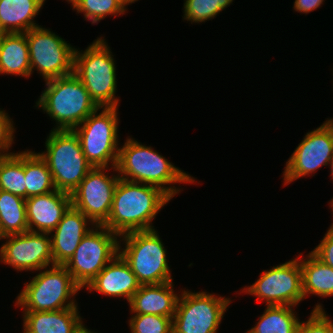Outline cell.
Listing matches in <instances>:
<instances>
[{
	"label": "cell",
	"mask_w": 333,
	"mask_h": 333,
	"mask_svg": "<svg viewBox=\"0 0 333 333\" xmlns=\"http://www.w3.org/2000/svg\"><path fill=\"white\" fill-rule=\"evenodd\" d=\"M116 169L121 179L159 187L171 199L182 191L175 187L177 183L194 184L197 181L151 146L130 136L126 137L124 145L119 148Z\"/></svg>",
	"instance_id": "obj_1"
},
{
	"label": "cell",
	"mask_w": 333,
	"mask_h": 333,
	"mask_svg": "<svg viewBox=\"0 0 333 333\" xmlns=\"http://www.w3.org/2000/svg\"><path fill=\"white\" fill-rule=\"evenodd\" d=\"M171 198L159 187L119 178L108 220L103 224L119 237L155 229L153 220Z\"/></svg>",
	"instance_id": "obj_2"
},
{
	"label": "cell",
	"mask_w": 333,
	"mask_h": 333,
	"mask_svg": "<svg viewBox=\"0 0 333 333\" xmlns=\"http://www.w3.org/2000/svg\"><path fill=\"white\" fill-rule=\"evenodd\" d=\"M45 86L35 106L55 121L52 130H74L99 108L74 73L47 80Z\"/></svg>",
	"instance_id": "obj_3"
},
{
	"label": "cell",
	"mask_w": 333,
	"mask_h": 333,
	"mask_svg": "<svg viewBox=\"0 0 333 333\" xmlns=\"http://www.w3.org/2000/svg\"><path fill=\"white\" fill-rule=\"evenodd\" d=\"M81 290L64 265H52L39 270L30 282H25L16 297L15 307H20L23 312L78 307L75 296Z\"/></svg>",
	"instance_id": "obj_4"
},
{
	"label": "cell",
	"mask_w": 333,
	"mask_h": 333,
	"mask_svg": "<svg viewBox=\"0 0 333 333\" xmlns=\"http://www.w3.org/2000/svg\"><path fill=\"white\" fill-rule=\"evenodd\" d=\"M104 38L93 40L85 50L77 49L74 74L98 107H119L116 63Z\"/></svg>",
	"instance_id": "obj_5"
},
{
	"label": "cell",
	"mask_w": 333,
	"mask_h": 333,
	"mask_svg": "<svg viewBox=\"0 0 333 333\" xmlns=\"http://www.w3.org/2000/svg\"><path fill=\"white\" fill-rule=\"evenodd\" d=\"M45 148L38 154L49 167L55 189L71 195L93 168L82 151L79 137L73 130H51Z\"/></svg>",
	"instance_id": "obj_6"
},
{
	"label": "cell",
	"mask_w": 333,
	"mask_h": 333,
	"mask_svg": "<svg viewBox=\"0 0 333 333\" xmlns=\"http://www.w3.org/2000/svg\"><path fill=\"white\" fill-rule=\"evenodd\" d=\"M119 238V254L129 264L141 285L173 281L167 249L157 230L134 231Z\"/></svg>",
	"instance_id": "obj_7"
},
{
	"label": "cell",
	"mask_w": 333,
	"mask_h": 333,
	"mask_svg": "<svg viewBox=\"0 0 333 333\" xmlns=\"http://www.w3.org/2000/svg\"><path fill=\"white\" fill-rule=\"evenodd\" d=\"M118 109L99 107L73 130L79 137L82 151L92 167L117 165L120 148Z\"/></svg>",
	"instance_id": "obj_8"
},
{
	"label": "cell",
	"mask_w": 333,
	"mask_h": 333,
	"mask_svg": "<svg viewBox=\"0 0 333 333\" xmlns=\"http://www.w3.org/2000/svg\"><path fill=\"white\" fill-rule=\"evenodd\" d=\"M173 333H217L232 299L206 291L180 290Z\"/></svg>",
	"instance_id": "obj_9"
},
{
	"label": "cell",
	"mask_w": 333,
	"mask_h": 333,
	"mask_svg": "<svg viewBox=\"0 0 333 333\" xmlns=\"http://www.w3.org/2000/svg\"><path fill=\"white\" fill-rule=\"evenodd\" d=\"M118 238L116 233L103 225H95L83 237L74 255L64 265L81 289L86 288L119 254Z\"/></svg>",
	"instance_id": "obj_10"
},
{
	"label": "cell",
	"mask_w": 333,
	"mask_h": 333,
	"mask_svg": "<svg viewBox=\"0 0 333 333\" xmlns=\"http://www.w3.org/2000/svg\"><path fill=\"white\" fill-rule=\"evenodd\" d=\"M26 39L29 46L31 75L36 70L44 81H47L75 72L77 48L51 29L43 26L30 29L26 32Z\"/></svg>",
	"instance_id": "obj_11"
},
{
	"label": "cell",
	"mask_w": 333,
	"mask_h": 333,
	"mask_svg": "<svg viewBox=\"0 0 333 333\" xmlns=\"http://www.w3.org/2000/svg\"><path fill=\"white\" fill-rule=\"evenodd\" d=\"M256 296V301H265L266 306L299 305L304 300L302 269L296 257L285 263L264 270L252 285L240 290L241 294Z\"/></svg>",
	"instance_id": "obj_12"
},
{
	"label": "cell",
	"mask_w": 333,
	"mask_h": 333,
	"mask_svg": "<svg viewBox=\"0 0 333 333\" xmlns=\"http://www.w3.org/2000/svg\"><path fill=\"white\" fill-rule=\"evenodd\" d=\"M332 156L333 118H327L318 128L306 133L286 161L282 185H289L301 177L315 174L323 166H329Z\"/></svg>",
	"instance_id": "obj_13"
},
{
	"label": "cell",
	"mask_w": 333,
	"mask_h": 333,
	"mask_svg": "<svg viewBox=\"0 0 333 333\" xmlns=\"http://www.w3.org/2000/svg\"><path fill=\"white\" fill-rule=\"evenodd\" d=\"M109 170L117 174L109 176ZM119 178L116 167H93L71 193L72 207L94 225H103L110 215Z\"/></svg>",
	"instance_id": "obj_14"
},
{
	"label": "cell",
	"mask_w": 333,
	"mask_h": 333,
	"mask_svg": "<svg viewBox=\"0 0 333 333\" xmlns=\"http://www.w3.org/2000/svg\"><path fill=\"white\" fill-rule=\"evenodd\" d=\"M0 263L16 271H39L54 265L49 233L26 231L2 237Z\"/></svg>",
	"instance_id": "obj_15"
},
{
	"label": "cell",
	"mask_w": 333,
	"mask_h": 333,
	"mask_svg": "<svg viewBox=\"0 0 333 333\" xmlns=\"http://www.w3.org/2000/svg\"><path fill=\"white\" fill-rule=\"evenodd\" d=\"M71 206V195L59 190L26 198L28 231L50 234Z\"/></svg>",
	"instance_id": "obj_16"
},
{
	"label": "cell",
	"mask_w": 333,
	"mask_h": 333,
	"mask_svg": "<svg viewBox=\"0 0 333 333\" xmlns=\"http://www.w3.org/2000/svg\"><path fill=\"white\" fill-rule=\"evenodd\" d=\"M94 226L81 211L71 206L50 233L54 265H65L83 237Z\"/></svg>",
	"instance_id": "obj_17"
},
{
	"label": "cell",
	"mask_w": 333,
	"mask_h": 333,
	"mask_svg": "<svg viewBox=\"0 0 333 333\" xmlns=\"http://www.w3.org/2000/svg\"><path fill=\"white\" fill-rule=\"evenodd\" d=\"M141 284L129 264L118 254L85 288L89 293L98 292L110 298H125L129 303Z\"/></svg>",
	"instance_id": "obj_18"
},
{
	"label": "cell",
	"mask_w": 333,
	"mask_h": 333,
	"mask_svg": "<svg viewBox=\"0 0 333 333\" xmlns=\"http://www.w3.org/2000/svg\"><path fill=\"white\" fill-rule=\"evenodd\" d=\"M173 281L141 285L129 301L130 314H151L173 318L179 298Z\"/></svg>",
	"instance_id": "obj_19"
},
{
	"label": "cell",
	"mask_w": 333,
	"mask_h": 333,
	"mask_svg": "<svg viewBox=\"0 0 333 333\" xmlns=\"http://www.w3.org/2000/svg\"><path fill=\"white\" fill-rule=\"evenodd\" d=\"M79 307L48 312H23V327L30 333H73L83 322Z\"/></svg>",
	"instance_id": "obj_20"
},
{
	"label": "cell",
	"mask_w": 333,
	"mask_h": 333,
	"mask_svg": "<svg viewBox=\"0 0 333 333\" xmlns=\"http://www.w3.org/2000/svg\"><path fill=\"white\" fill-rule=\"evenodd\" d=\"M46 0H0V24L6 33H26L39 27L34 18Z\"/></svg>",
	"instance_id": "obj_21"
},
{
	"label": "cell",
	"mask_w": 333,
	"mask_h": 333,
	"mask_svg": "<svg viewBox=\"0 0 333 333\" xmlns=\"http://www.w3.org/2000/svg\"><path fill=\"white\" fill-rule=\"evenodd\" d=\"M31 76L26 33H7L0 41V75Z\"/></svg>",
	"instance_id": "obj_22"
},
{
	"label": "cell",
	"mask_w": 333,
	"mask_h": 333,
	"mask_svg": "<svg viewBox=\"0 0 333 333\" xmlns=\"http://www.w3.org/2000/svg\"><path fill=\"white\" fill-rule=\"evenodd\" d=\"M299 253L297 258L302 269V283L304 299L307 296L326 298L333 296V268L324 264L312 252L302 258Z\"/></svg>",
	"instance_id": "obj_23"
},
{
	"label": "cell",
	"mask_w": 333,
	"mask_h": 333,
	"mask_svg": "<svg viewBox=\"0 0 333 333\" xmlns=\"http://www.w3.org/2000/svg\"><path fill=\"white\" fill-rule=\"evenodd\" d=\"M294 308L286 305L266 306L255 326L245 333H296L300 319Z\"/></svg>",
	"instance_id": "obj_24"
},
{
	"label": "cell",
	"mask_w": 333,
	"mask_h": 333,
	"mask_svg": "<svg viewBox=\"0 0 333 333\" xmlns=\"http://www.w3.org/2000/svg\"><path fill=\"white\" fill-rule=\"evenodd\" d=\"M28 231L26 199L0 190V234L2 237Z\"/></svg>",
	"instance_id": "obj_25"
},
{
	"label": "cell",
	"mask_w": 333,
	"mask_h": 333,
	"mask_svg": "<svg viewBox=\"0 0 333 333\" xmlns=\"http://www.w3.org/2000/svg\"><path fill=\"white\" fill-rule=\"evenodd\" d=\"M24 175L26 198L56 190L46 162L37 152L29 149L24 150Z\"/></svg>",
	"instance_id": "obj_26"
},
{
	"label": "cell",
	"mask_w": 333,
	"mask_h": 333,
	"mask_svg": "<svg viewBox=\"0 0 333 333\" xmlns=\"http://www.w3.org/2000/svg\"><path fill=\"white\" fill-rule=\"evenodd\" d=\"M0 190L26 199L24 151L0 156Z\"/></svg>",
	"instance_id": "obj_27"
},
{
	"label": "cell",
	"mask_w": 333,
	"mask_h": 333,
	"mask_svg": "<svg viewBox=\"0 0 333 333\" xmlns=\"http://www.w3.org/2000/svg\"><path fill=\"white\" fill-rule=\"evenodd\" d=\"M70 3L72 10L82 13L91 24H98L109 15H124L128 8L121 0H71Z\"/></svg>",
	"instance_id": "obj_28"
},
{
	"label": "cell",
	"mask_w": 333,
	"mask_h": 333,
	"mask_svg": "<svg viewBox=\"0 0 333 333\" xmlns=\"http://www.w3.org/2000/svg\"><path fill=\"white\" fill-rule=\"evenodd\" d=\"M183 20L191 24L203 23L214 19L224 11L234 0H184Z\"/></svg>",
	"instance_id": "obj_29"
},
{
	"label": "cell",
	"mask_w": 333,
	"mask_h": 333,
	"mask_svg": "<svg viewBox=\"0 0 333 333\" xmlns=\"http://www.w3.org/2000/svg\"><path fill=\"white\" fill-rule=\"evenodd\" d=\"M172 319L161 315L132 314L128 324L131 333H173Z\"/></svg>",
	"instance_id": "obj_30"
},
{
	"label": "cell",
	"mask_w": 333,
	"mask_h": 333,
	"mask_svg": "<svg viewBox=\"0 0 333 333\" xmlns=\"http://www.w3.org/2000/svg\"><path fill=\"white\" fill-rule=\"evenodd\" d=\"M322 303H317L306 321H300L296 333H333V321Z\"/></svg>",
	"instance_id": "obj_31"
},
{
	"label": "cell",
	"mask_w": 333,
	"mask_h": 333,
	"mask_svg": "<svg viewBox=\"0 0 333 333\" xmlns=\"http://www.w3.org/2000/svg\"><path fill=\"white\" fill-rule=\"evenodd\" d=\"M13 118L11 119L5 110L0 108V156H7L14 154L10 152V148L14 144L15 126Z\"/></svg>",
	"instance_id": "obj_32"
},
{
	"label": "cell",
	"mask_w": 333,
	"mask_h": 333,
	"mask_svg": "<svg viewBox=\"0 0 333 333\" xmlns=\"http://www.w3.org/2000/svg\"><path fill=\"white\" fill-rule=\"evenodd\" d=\"M311 252L324 264L333 268V223L320 243Z\"/></svg>",
	"instance_id": "obj_33"
},
{
	"label": "cell",
	"mask_w": 333,
	"mask_h": 333,
	"mask_svg": "<svg viewBox=\"0 0 333 333\" xmlns=\"http://www.w3.org/2000/svg\"><path fill=\"white\" fill-rule=\"evenodd\" d=\"M324 0H295L293 9L296 12L308 14L315 11L324 3Z\"/></svg>",
	"instance_id": "obj_34"
},
{
	"label": "cell",
	"mask_w": 333,
	"mask_h": 333,
	"mask_svg": "<svg viewBox=\"0 0 333 333\" xmlns=\"http://www.w3.org/2000/svg\"><path fill=\"white\" fill-rule=\"evenodd\" d=\"M83 323L84 322H82L73 333H98L95 332V330L88 329L87 327H85V323Z\"/></svg>",
	"instance_id": "obj_35"
},
{
	"label": "cell",
	"mask_w": 333,
	"mask_h": 333,
	"mask_svg": "<svg viewBox=\"0 0 333 333\" xmlns=\"http://www.w3.org/2000/svg\"><path fill=\"white\" fill-rule=\"evenodd\" d=\"M329 168H330V175H331V178H332V181H333V156L330 160V163H329Z\"/></svg>",
	"instance_id": "obj_36"
},
{
	"label": "cell",
	"mask_w": 333,
	"mask_h": 333,
	"mask_svg": "<svg viewBox=\"0 0 333 333\" xmlns=\"http://www.w3.org/2000/svg\"><path fill=\"white\" fill-rule=\"evenodd\" d=\"M6 31L2 28L1 24H0V41L2 40V38L6 35Z\"/></svg>",
	"instance_id": "obj_37"
},
{
	"label": "cell",
	"mask_w": 333,
	"mask_h": 333,
	"mask_svg": "<svg viewBox=\"0 0 333 333\" xmlns=\"http://www.w3.org/2000/svg\"><path fill=\"white\" fill-rule=\"evenodd\" d=\"M136 1H138V0H127V6L131 5L132 3H135Z\"/></svg>",
	"instance_id": "obj_38"
},
{
	"label": "cell",
	"mask_w": 333,
	"mask_h": 333,
	"mask_svg": "<svg viewBox=\"0 0 333 333\" xmlns=\"http://www.w3.org/2000/svg\"><path fill=\"white\" fill-rule=\"evenodd\" d=\"M328 204H329V207L331 206L332 214H333V198L330 200V202Z\"/></svg>",
	"instance_id": "obj_39"
},
{
	"label": "cell",
	"mask_w": 333,
	"mask_h": 333,
	"mask_svg": "<svg viewBox=\"0 0 333 333\" xmlns=\"http://www.w3.org/2000/svg\"><path fill=\"white\" fill-rule=\"evenodd\" d=\"M23 333H30L23 327Z\"/></svg>",
	"instance_id": "obj_40"
},
{
	"label": "cell",
	"mask_w": 333,
	"mask_h": 333,
	"mask_svg": "<svg viewBox=\"0 0 333 333\" xmlns=\"http://www.w3.org/2000/svg\"><path fill=\"white\" fill-rule=\"evenodd\" d=\"M127 6V0H121Z\"/></svg>",
	"instance_id": "obj_41"
}]
</instances>
